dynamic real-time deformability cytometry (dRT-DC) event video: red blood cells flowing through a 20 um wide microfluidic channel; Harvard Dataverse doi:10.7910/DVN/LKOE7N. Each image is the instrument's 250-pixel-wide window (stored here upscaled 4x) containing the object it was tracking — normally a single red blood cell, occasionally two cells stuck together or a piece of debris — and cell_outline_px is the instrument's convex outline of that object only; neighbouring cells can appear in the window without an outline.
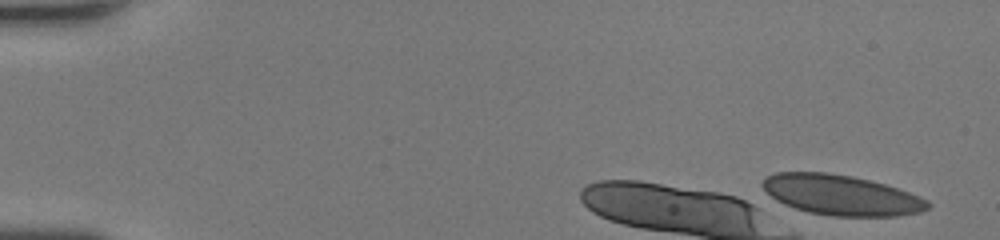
{"species": "human", "species_latin": "Homo sapiens", "temperature_condition": "room temperature", "stored_images_in_passage": 48, "segment_of_instrument_passage": [1, 2], "camera_frame_rate_fps": 3000, "um_per_image_px": 0.085, "donor": {"sex": "female"}, "frame": {"image": 1, "passage_image": 1, "time_ms": 0.0, "image_size_px": [1000, 240], "cell_outline_px": [[932, 204], [928, 208], [920, 212], [896, 216], [832, 216], [808, 212], [768, 200], [760, 184], [768, 176], [776, 172], [828, 172], [852, 176], [884, 184], [920, 196], [928, 200]], "centroid_in_image_um": [71.41, 16.58], "position_along_channel_um": 13.6, "area_um2": 39.25}}
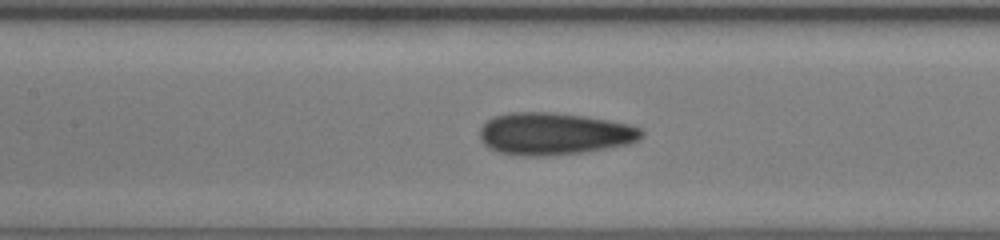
{"frame": {"image": 2, "passage_image": 22, "time_ms": 7.0, "image_size_px": [1000, 240], "cell_outline_px": [[644, 136], [640, 140], [628, 144], [584, 152], [544, 156], [528, 156], [500, 152], [488, 148], [480, 140], [480, 128], [492, 116], [512, 112], [556, 112], [584, 116], [632, 124], [644, 128]], "centroid_in_image_um": [47.14, 11.36], "position_along_channel_um": 160.3, "area_um2": 40.11}}
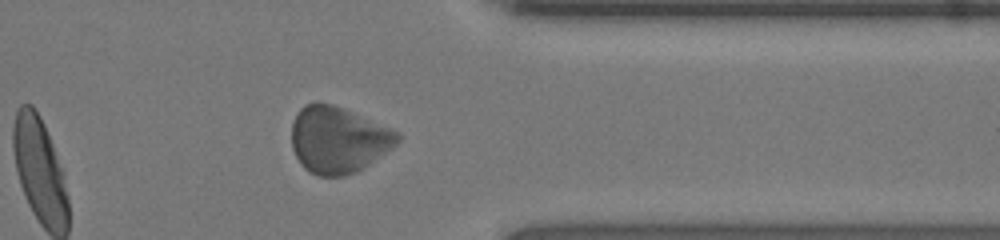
{"frame": {"image": 3, "passage_image": 38, "time_ms": 12.333, "image_size_px": [1000, 240], "cell_outline_px": [[400, 140], [392, 148], [356, 172], [344, 176], [320, 176], [308, 172], [300, 164], [292, 148], [292, 124], [300, 108], [304, 104], [316, 100], [332, 104], [352, 112], [400, 132]], "centroid_in_image_um": [28.72, 11.87], "position_along_channel_um": 382.7, "area_um2": 41.04}}